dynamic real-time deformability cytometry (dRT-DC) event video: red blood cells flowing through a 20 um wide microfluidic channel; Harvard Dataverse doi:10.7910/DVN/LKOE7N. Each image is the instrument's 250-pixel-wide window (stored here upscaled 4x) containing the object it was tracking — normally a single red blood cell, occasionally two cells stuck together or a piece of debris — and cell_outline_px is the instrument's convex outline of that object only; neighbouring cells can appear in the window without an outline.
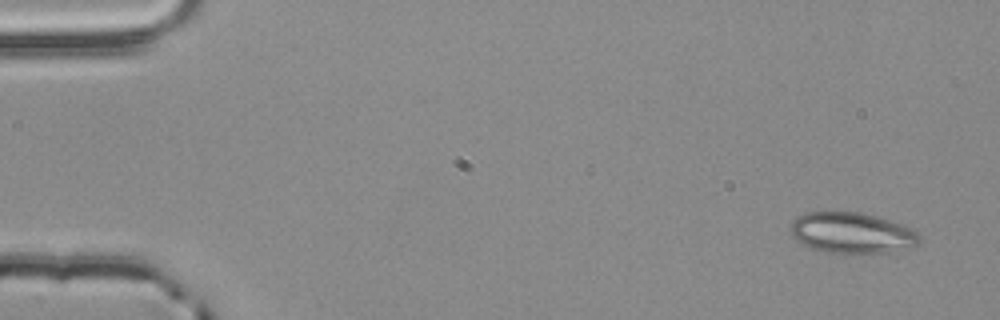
{"species": "common noctule bat (a hibernating species)", "species_latin": "Nyctalus noctula", "temperature_condition": "room temperature", "stored_images_in_passage": 4, "camera_frame_rate_fps": 3000, "um_per_image_px": 0.085, "animal": {"sex": "male", "body_mass_g": 20.4}, "frame": {"image": 1, "passage_image": 1, "time_ms": 0.0, "image_size_px": [1000, 320], "cell_outline_px": [[920, 240], [916, 244], [908, 248], [892, 252], [824, 252], [800, 244], [792, 236], [792, 220], [796, 216], [804, 212], [860, 212], [876, 216], [900, 224], [916, 232], [920, 236]], "centroid_in_image_um": [72.36, 19.78], "position_along_channel_um": 12.6, "area_um2": 30.35}}